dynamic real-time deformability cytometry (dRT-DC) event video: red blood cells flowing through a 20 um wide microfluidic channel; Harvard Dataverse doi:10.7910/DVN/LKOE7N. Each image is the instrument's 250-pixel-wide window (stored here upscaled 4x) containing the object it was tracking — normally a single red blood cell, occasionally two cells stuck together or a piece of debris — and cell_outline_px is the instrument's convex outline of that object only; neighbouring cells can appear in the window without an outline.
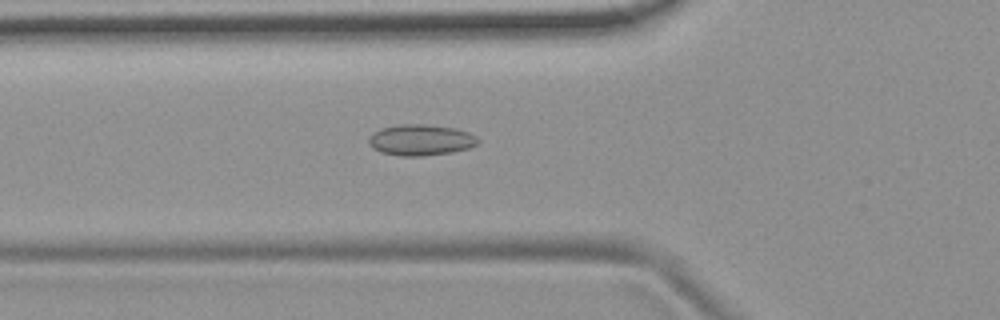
{"species": "common noctule bat (a hibernating species)", "species_latin": "Nyctalus noctula", "temperature_condition": "room temperature", "stored_images_in_passage": 52, "camera_frame_rate_fps": 3000, "um_per_image_px": 0.085, "animal": {"sex": "female", "body_mass_g": 19.9}, "frame": {"image": 1, "passage_image": 19, "time_ms": 6.0, "image_size_px": [1000, 320], "cell_outline_px": [[480, 140], [476, 144], [468, 148], [448, 152], [424, 156], [400, 156], [380, 152], [372, 148], [368, 144], [368, 140], [380, 128], [400, 124], [424, 124], [456, 128], [468, 132], [476, 136]], "centroid_in_image_um": [35.75, 11.89], "position_along_channel_um": 90.1, "area_um2": 19.65}}
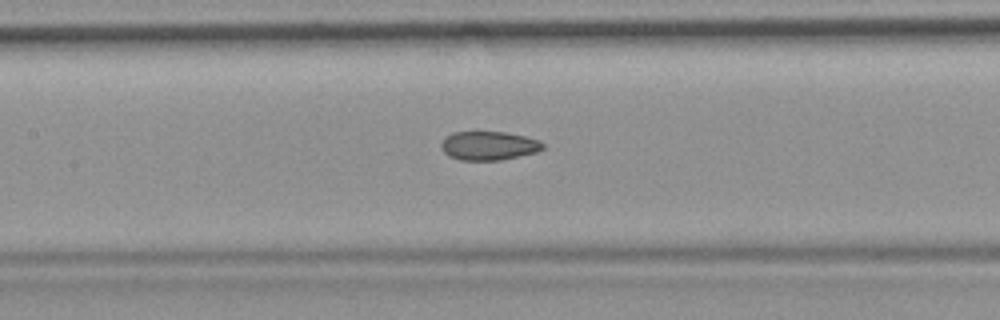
{"frame": {"image": 2, "passage_image": 25, "time_ms": 8.0, "image_size_px": [1000, 320], "cell_outline_px": [[544, 148], [536, 152], [500, 160], [460, 160], [448, 156], [440, 148], [440, 144], [452, 132], [504, 132], [524, 136], [540, 140], [544, 144]], "centroid_in_image_um": [41.54, 12.39], "position_along_channel_um": 165.9, "area_um2": 16.99}}
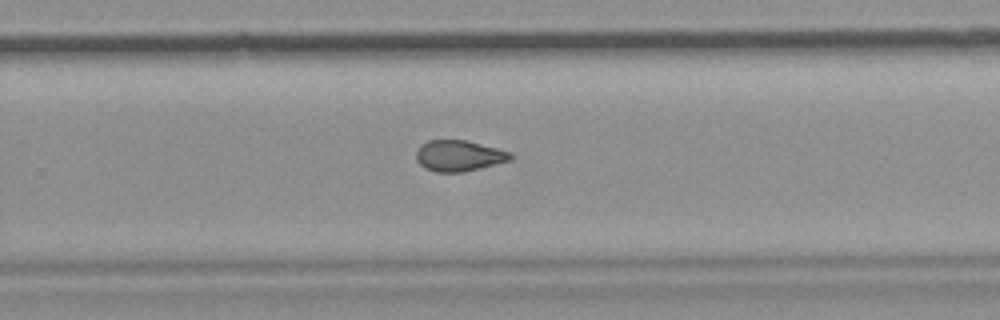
{"frame": {"image": 3, "passage_image": 35, "time_ms": 11.333, "image_size_px": [1000, 320], "cell_outline_px": [[512, 160], [464, 172], [436, 172], [424, 168], [416, 160], [416, 152], [428, 140], [464, 140], [512, 152]], "centroid_in_image_um": [39.02, 13.25], "position_along_channel_um": 290.8, "area_um2": 16.88}}